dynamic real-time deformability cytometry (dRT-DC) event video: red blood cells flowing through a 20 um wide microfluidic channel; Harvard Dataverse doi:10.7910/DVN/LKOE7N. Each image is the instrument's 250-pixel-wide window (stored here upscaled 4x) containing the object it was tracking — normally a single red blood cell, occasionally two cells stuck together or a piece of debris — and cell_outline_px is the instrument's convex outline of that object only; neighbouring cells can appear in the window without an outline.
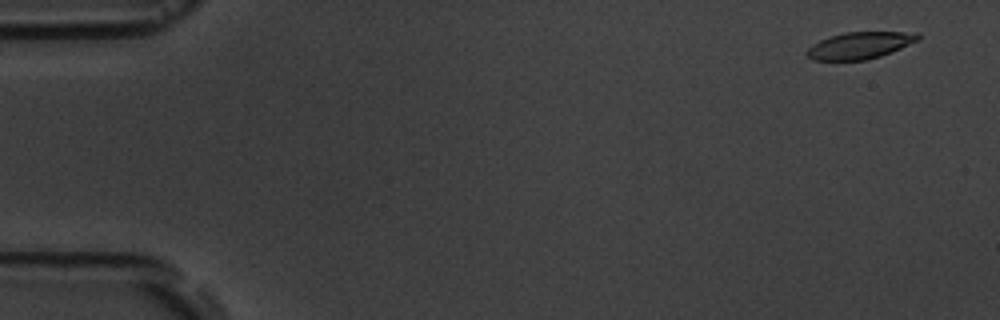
{"species": "common noctule bat (a hibernating species)", "species_latin": "Nyctalus noctula", "temperature_condition": "room temperature", "stored_images_in_passage": 5, "camera_frame_rate_fps": 3000, "um_per_image_px": 0.085, "animal": {"sex": "male", "body_mass_g": 19.5, "forearm_length_mm": 54.6}, "frame": {"image": 1, "passage_image": 1, "time_ms": 0.0, "image_size_px": [1000, 320], "cell_outline_px": [[920, 40], [892, 52], [868, 60], [812, 60], [808, 56], [808, 48], [812, 44], [820, 40], [844, 32], [916, 32], [920, 36]], "centroid_in_image_um": [73.13, 3.86], "position_along_channel_um": 11.9, "area_um2": 17.34}}
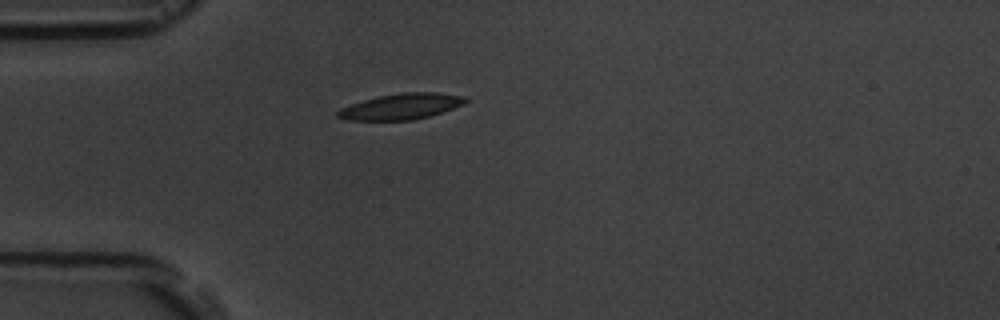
{"frame": {"image": 2, "passage_image": 5, "time_ms": 4.333, "image_size_px": [1000, 320], "cell_outline_px": [[468, 100], [464, 104], [428, 116], [412, 120], [348, 120], [336, 116], [336, 112], [340, 108], [376, 96], [404, 92], [436, 92], [464, 96]], "centroid_in_image_um": [34.08, 9.04], "position_along_channel_um": 50.9, "area_um2": 19.07}}